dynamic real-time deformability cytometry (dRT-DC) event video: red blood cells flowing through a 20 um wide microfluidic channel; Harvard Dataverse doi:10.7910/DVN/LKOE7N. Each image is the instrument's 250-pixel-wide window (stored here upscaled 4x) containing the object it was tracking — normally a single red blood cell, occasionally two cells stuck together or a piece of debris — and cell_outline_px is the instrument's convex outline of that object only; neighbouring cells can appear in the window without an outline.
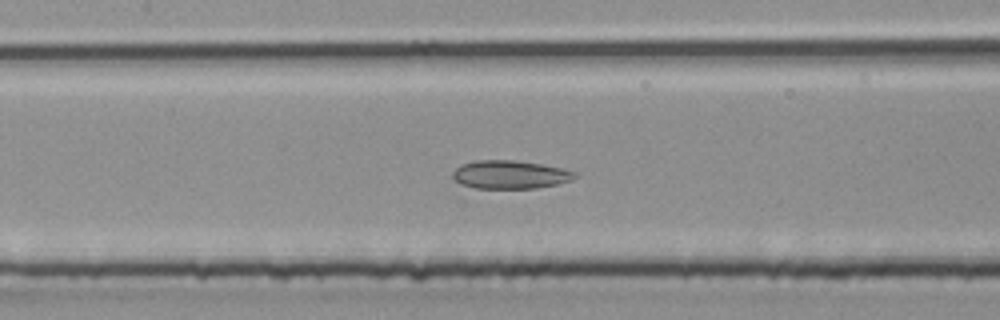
{"species": "common noctule bat (a hibernating species)", "species_latin": "Nyctalus noctula", "temperature_condition": "room temperature", "stored_images_in_passage": 36, "camera_frame_rate_fps": 3000, "um_per_image_px": 0.085, "animal": {"sex": "male", "body_mass_g": 20.4}, "frame": {"image": 1, "passage_image": 14, "time_ms": 4.333, "image_size_px": [1000, 320], "cell_outline_px": [[576, 176], [572, 180], [556, 184], [536, 188], [476, 188], [460, 184], [452, 180], [452, 172], [460, 164], [476, 160], [516, 160], [540, 164], [560, 168], [576, 172]], "centroid_in_image_um": [43.29, 14.84], "position_along_channel_um": 164.1, "area_um2": 20.17}}
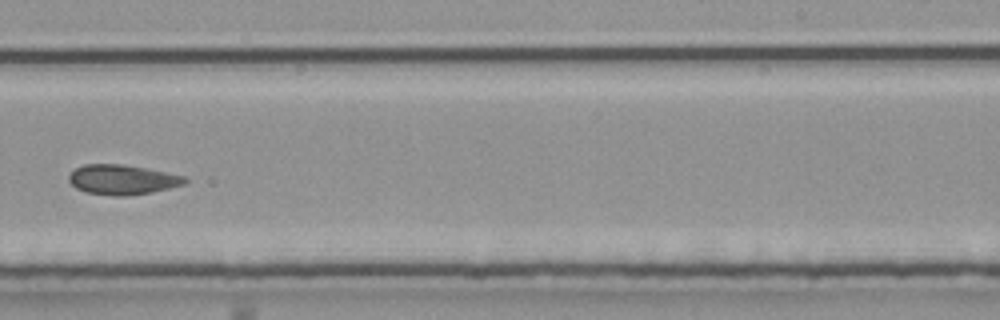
{"frame": {"image": 2, "passage_image": 21, "time_ms": 6.667, "image_size_px": [1000, 320], "cell_outline_px": [[188, 180], [184, 184], [152, 192], [124, 196], [112, 196], [88, 192], [76, 188], [68, 180], [68, 176], [76, 168], [84, 164], [124, 164], [184, 176]], "centroid_in_image_um": [10.37, 15.27], "position_along_channel_um": 278.6, "area_um2": 19.94}}
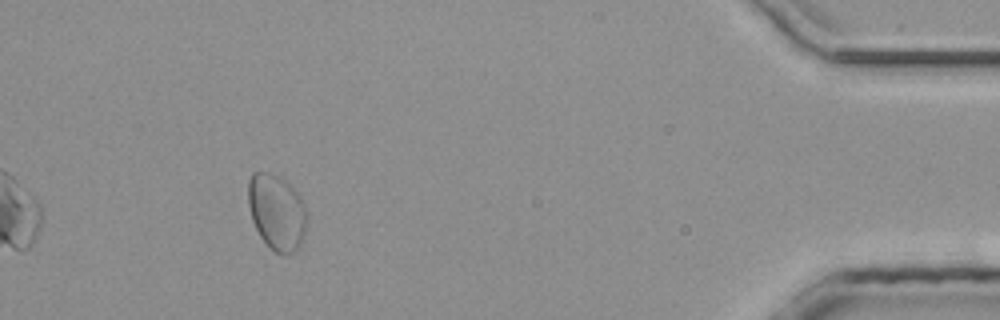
{"frame": {"image": 3, "passage_image": 33, "time_ms": 10.667, "image_size_px": [1000, 320], "cell_outline_px": [[308, 224], [304, 240], [292, 252], [284, 256], [276, 252], [260, 236], [252, 220], [248, 204], [248, 180], [252, 172], [268, 172], [284, 180], [300, 196], [308, 212]], "centroid_in_image_um": [23.55, 18.03], "position_along_channel_um": 411.7, "area_um2": 26.07}}